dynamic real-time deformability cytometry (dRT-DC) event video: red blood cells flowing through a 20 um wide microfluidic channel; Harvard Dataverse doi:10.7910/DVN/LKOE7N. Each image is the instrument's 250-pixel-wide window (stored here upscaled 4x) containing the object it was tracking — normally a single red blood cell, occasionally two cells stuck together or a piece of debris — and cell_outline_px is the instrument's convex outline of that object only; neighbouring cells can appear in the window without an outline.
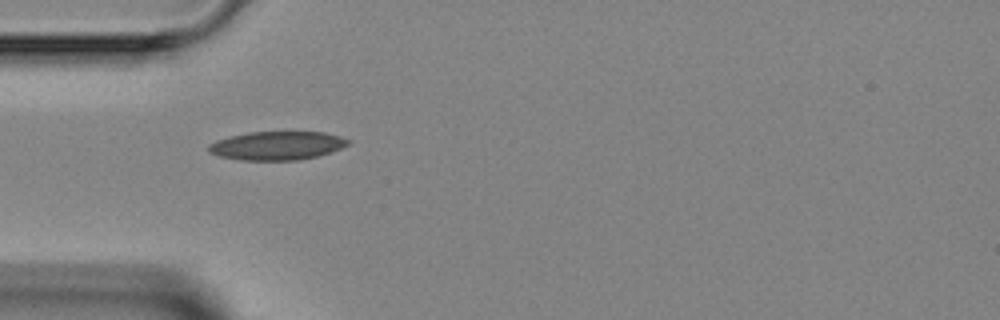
{"species": "Egyptian fruit bat (a non-hibernating species)", "species_latin": "Rousettus aegyptiacus", "temperature_condition": "room temperature", "stored_images_in_passage": 5, "camera_frame_rate_fps": 3000, "um_per_image_px": 0.085, "animal": {"sex": "female"}, "frame": {"image": 1, "passage_image": 1, "time_ms": 0.0, "image_size_px": [1000, 320], "cell_outline_px": [[352, 140], [348, 144], [332, 152], [300, 160], [240, 160], [220, 156], [208, 152], [208, 144], [216, 140], [228, 136], [248, 132], [324, 132], [340, 136]], "centroid_in_image_um": [23.53, 12.37], "position_along_channel_um": 61.5, "area_um2": 23.35}}
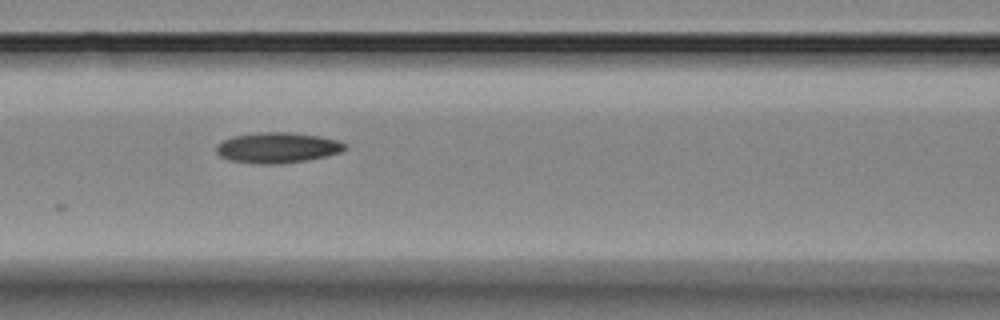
{"frame": {"image": 2, "passage_image": 3, "time_ms": 2.0, "image_size_px": [1000, 320], "cell_outline_px": [[348, 148], [340, 152], [324, 156], [304, 160], [276, 164], [256, 164], [228, 160], [220, 156], [216, 152], [216, 144], [232, 136], [260, 132], [292, 132], [320, 136], [340, 140], [348, 144]], "centroid_in_image_um": [23.58, 12.54], "position_along_channel_um": 143.0, "area_um2": 23.06}}
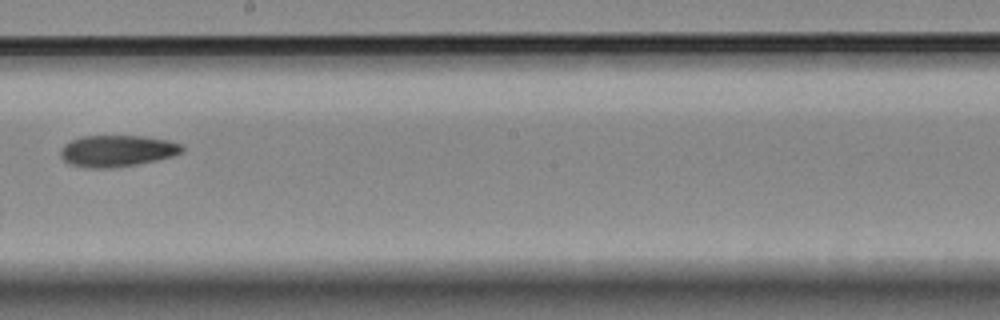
{"frame": {"image": 3, "passage_image": 5, "time_ms": 4.333, "image_size_px": [1000, 320], "cell_outline_px": [[184, 152], [172, 156], [156, 160], [136, 164], [112, 168], [88, 168], [68, 164], [60, 156], [60, 148], [64, 144], [80, 136], [144, 136], [168, 140], [180, 144], [184, 148]], "centroid_in_image_um": [9.93, 12.82], "position_along_channel_um": 238.3, "area_um2": 22.43}}